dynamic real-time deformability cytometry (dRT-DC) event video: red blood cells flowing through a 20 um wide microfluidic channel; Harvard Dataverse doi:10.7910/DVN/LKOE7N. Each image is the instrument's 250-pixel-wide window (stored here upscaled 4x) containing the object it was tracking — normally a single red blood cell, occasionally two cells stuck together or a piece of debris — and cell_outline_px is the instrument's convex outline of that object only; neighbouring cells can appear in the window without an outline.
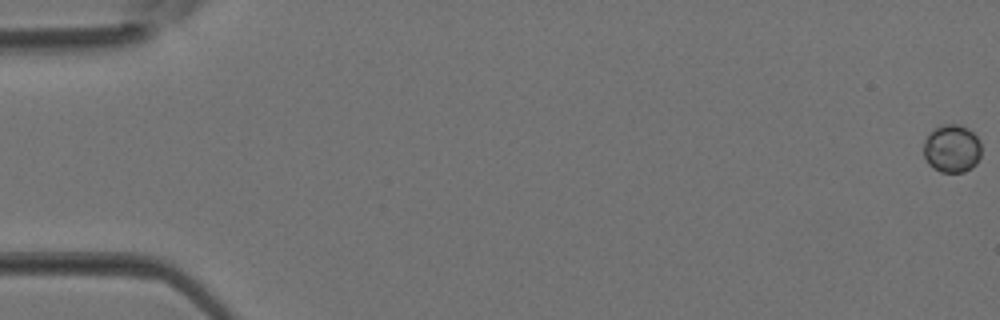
{"species": "Egyptian fruit bat (a non-hibernating species)", "species_latin": "Rousettus aegyptiacus", "temperature_condition": "room temperature", "stored_images_in_passage": 39, "camera_frame_rate_fps": 3000, "um_per_image_px": 0.085, "animal": {"sex": "female"}, "frame": {"image": 1, "passage_image": 1, "time_ms": 0.0, "image_size_px": [1000, 320], "cell_outline_px": [[980, 156], [976, 164], [972, 168], [964, 172], [940, 172], [928, 164], [924, 156], [924, 140], [932, 128], [940, 124], [960, 124], [968, 128], [976, 136], [980, 144]], "centroid_in_image_um": [80.89, 12.61], "position_along_channel_um": 4.1, "area_um2": 16.36}}
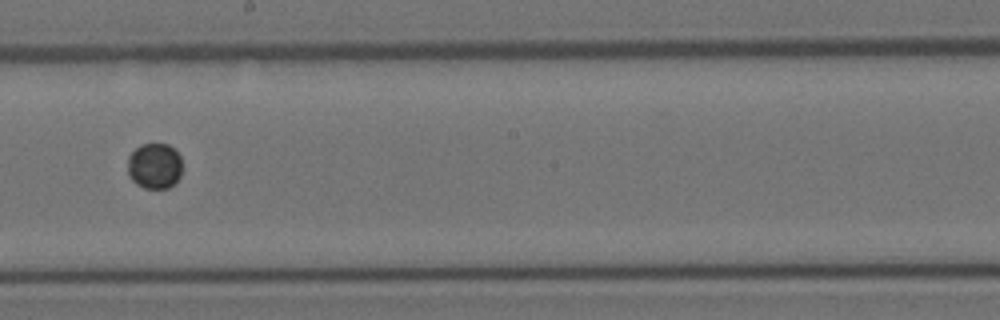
{"frame": {"image": 2, "passage_image": 23, "time_ms": 7.333, "image_size_px": [1000, 320], "cell_outline_px": [[180, 176], [176, 184], [168, 188], [144, 188], [136, 184], [128, 176], [128, 156], [140, 144], [168, 144], [180, 156]], "centroid_in_image_um": [13.12, 14.12], "position_along_channel_um": 235.1, "area_um2": 14.57}}
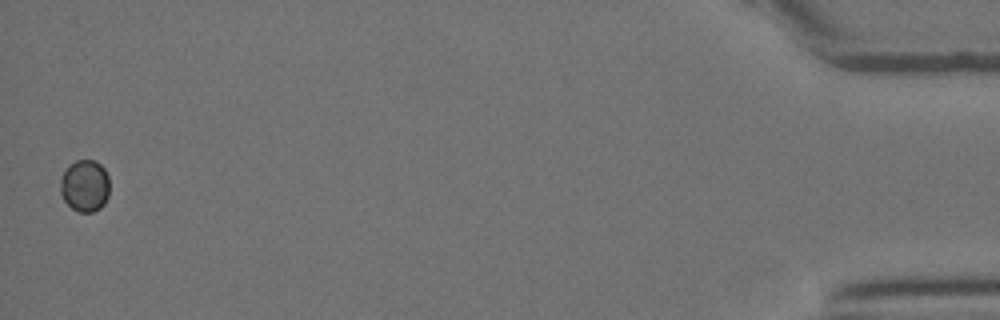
{"frame": {"image": 3, "passage_image": 39, "time_ms": 12.667, "image_size_px": [1000, 320], "cell_outline_px": [[108, 196], [104, 204], [100, 208], [92, 212], [76, 212], [64, 200], [60, 192], [60, 176], [68, 164], [76, 160], [92, 160], [100, 164], [104, 168], [108, 176]], "centroid_in_image_um": [7.18, 15.78], "position_along_channel_um": 428.0, "area_um2": 15.09}}